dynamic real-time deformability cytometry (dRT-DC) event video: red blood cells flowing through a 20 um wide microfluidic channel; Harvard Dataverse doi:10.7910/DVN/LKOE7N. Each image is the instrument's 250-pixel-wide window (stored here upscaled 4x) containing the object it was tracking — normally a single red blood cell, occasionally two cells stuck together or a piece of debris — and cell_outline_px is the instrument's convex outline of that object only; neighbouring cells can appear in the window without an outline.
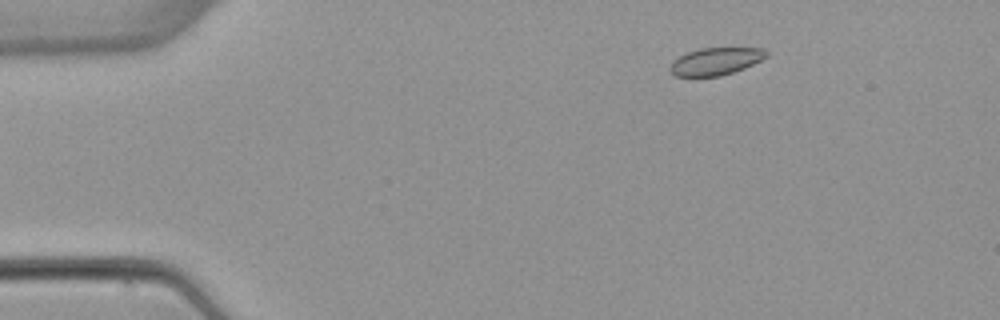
{"species": "common noctule bat (a hibernating species)", "species_latin": "Nyctalus noctula", "temperature_condition": "warm", "stored_images_in_passage": 4, "camera_frame_rate_fps": 3000, "um_per_image_px": 0.085, "animal": {"sex": "female", "body_mass_g": 22.7, "forearm_length_mm": 54.2}, "frame": {"image": 1, "passage_image": 4, "time_ms": 4.0, "image_size_px": [1000, 320], "cell_outline_px": [[768, 56], [744, 68], [720, 76], [676, 76], [668, 68], [672, 60], [688, 52], [700, 48], [764, 48], [768, 52]], "centroid_in_image_um": [60.82, 5.2], "position_along_channel_um": 24.2, "area_um2": 15.26}}